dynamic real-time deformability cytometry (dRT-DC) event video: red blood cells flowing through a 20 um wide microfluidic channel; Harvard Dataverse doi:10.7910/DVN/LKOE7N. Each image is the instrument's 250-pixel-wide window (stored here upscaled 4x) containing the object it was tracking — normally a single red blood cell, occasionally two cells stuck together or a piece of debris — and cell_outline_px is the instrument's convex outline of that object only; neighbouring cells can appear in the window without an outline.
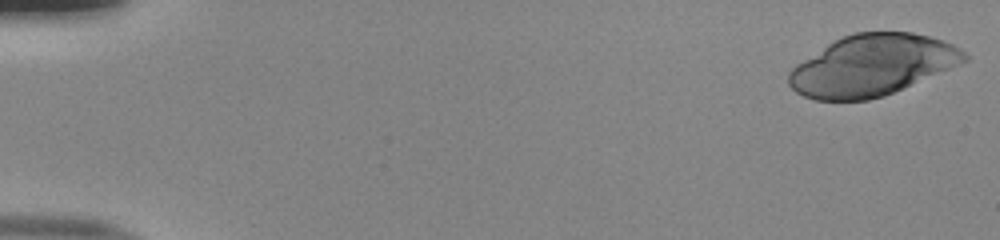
{"species": "human", "species_latin": "Homo sapiens", "temperature_condition": "room temperature", "stored_images_in_passage": 40, "camera_frame_rate_fps": 3000, "um_per_image_px": 0.085, "donor": {"sex": "male"}, "frame": {"image": 1, "passage_image": 1, "time_ms": 0.0, "image_size_px": [1000, 240], "cell_outline_px": [[968, 60], [884, 96], [868, 100], [816, 100], [804, 96], [796, 92], [788, 84], [788, 72], [796, 64], [828, 44], [844, 36], [856, 32], [912, 32], [944, 40], [960, 48], [968, 56]], "centroid_in_image_um": [74.11, 5.55], "position_along_channel_um": 10.9, "area_um2": 61.9}}